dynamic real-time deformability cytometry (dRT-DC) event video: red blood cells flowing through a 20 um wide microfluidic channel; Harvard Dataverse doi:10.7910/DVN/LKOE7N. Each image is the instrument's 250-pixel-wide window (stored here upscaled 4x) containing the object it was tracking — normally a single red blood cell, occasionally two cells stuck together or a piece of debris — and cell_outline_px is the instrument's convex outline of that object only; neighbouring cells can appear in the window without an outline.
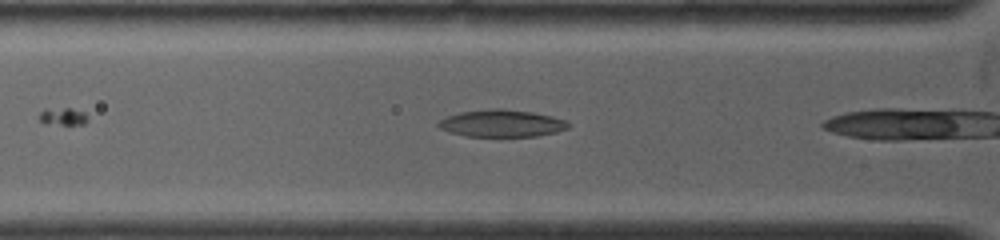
{"species": "common noctule bat (a hibernating species)", "species_latin": "Nyctalus noctula", "temperature_condition": "warm", "stored_images_in_passage": 15, "camera_frame_rate_fps": 4500, "um_per_image_px": 0.085, "animal": {"sex": "female", "body_mass_g": 19.0, "forearm_length_mm": 53.3}, "frame": {"image": 1, "passage_image": 3, "time_ms": 0.889, "image_size_px": [1000, 240], "cell_outline_px": [[568, 128], [556, 132], [536, 136], [464, 136], [440, 128], [436, 124], [440, 120], [448, 116], [460, 112], [492, 108], [500, 108], [528, 112], [548, 116], [564, 120], [568, 124]], "centroid_in_image_um": [42.6, 10.49], "position_along_channel_um": 83.2, "area_um2": 20.11}}